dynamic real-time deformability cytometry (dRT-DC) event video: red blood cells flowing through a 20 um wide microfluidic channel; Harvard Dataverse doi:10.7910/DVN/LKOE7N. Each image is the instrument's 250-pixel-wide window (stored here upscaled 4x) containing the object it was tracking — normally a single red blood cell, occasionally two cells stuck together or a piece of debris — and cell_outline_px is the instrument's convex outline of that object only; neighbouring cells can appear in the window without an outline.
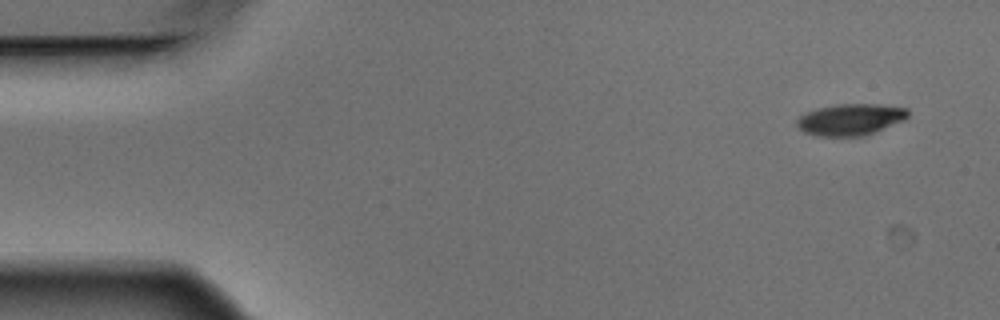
{"species": "Egyptian fruit bat (a non-hibernating species)", "species_latin": "Rousettus aegyptiacus", "temperature_condition": "warm", "stored_images_in_passage": 3, "camera_frame_rate_fps": 3000, "um_per_image_px": 0.085, "animal": {"sex": "male"}, "frame": {"image": 1, "passage_image": 1, "time_ms": 0.0, "image_size_px": [1000, 320], "cell_outline_px": [[908, 116], [904, 120], [864, 136], [816, 136], [804, 132], [796, 124], [796, 120], [804, 112], [816, 108], [836, 104], [880, 104], [908, 108]], "centroid_in_image_um": [72.27, 10.15], "position_along_channel_um": 12.7, "area_um2": 20.52}}